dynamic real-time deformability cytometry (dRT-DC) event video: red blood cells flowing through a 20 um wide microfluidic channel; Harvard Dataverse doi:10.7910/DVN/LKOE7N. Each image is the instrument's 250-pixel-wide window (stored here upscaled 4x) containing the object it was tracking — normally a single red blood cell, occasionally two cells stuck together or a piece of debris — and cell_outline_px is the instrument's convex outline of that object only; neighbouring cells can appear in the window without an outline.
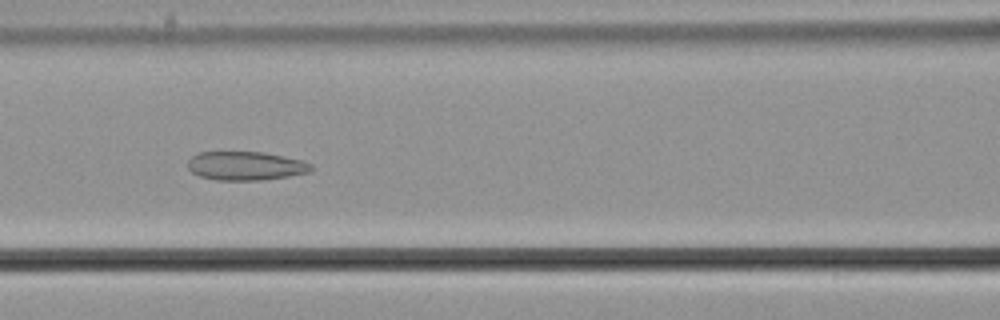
{"species": "common noctule bat (a hibernating species)", "species_latin": "Nyctalus noctula", "temperature_condition": "cold", "stored_images_in_passage": 57, "camera_frame_rate_fps": 3000, "um_per_image_px": 0.085, "animal": {"sex": "male", "body_mass_g": 21.5, "forearm_length_mm": 52.0}, "frame": {"image": 1, "passage_image": 26, "time_ms": 8.333, "image_size_px": [1000, 320], "cell_outline_px": [[312, 172], [264, 180], [216, 180], [200, 176], [192, 172], [188, 168], [188, 160], [192, 156], [200, 152], [260, 152], [284, 156], [304, 160], [312, 164]], "centroid_in_image_um": [20.91, 14.1], "position_along_channel_um": 145.7, "area_um2": 20.75}}
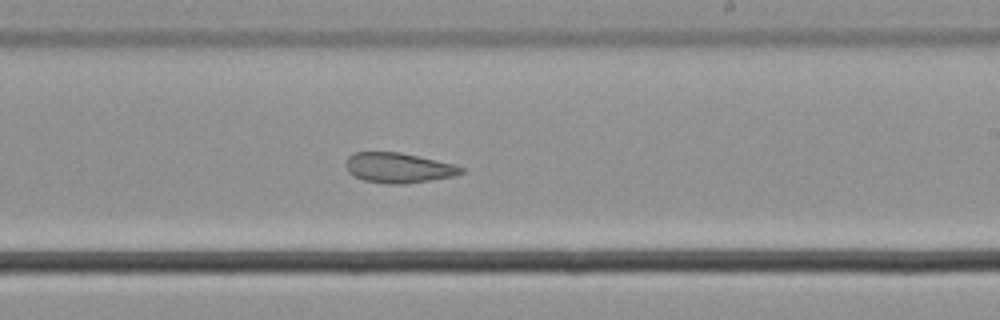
{"frame": {"image": 2, "passage_image": 35, "time_ms": 11.333, "image_size_px": [1000, 320], "cell_outline_px": [[464, 172], [452, 176], [404, 184], [384, 184], [364, 180], [352, 176], [348, 172], [344, 164], [348, 156], [352, 152], [400, 152], [456, 164], [464, 168]], "centroid_in_image_um": [33.82, 14.26], "position_along_channel_um": 255.2, "area_um2": 20.4}}
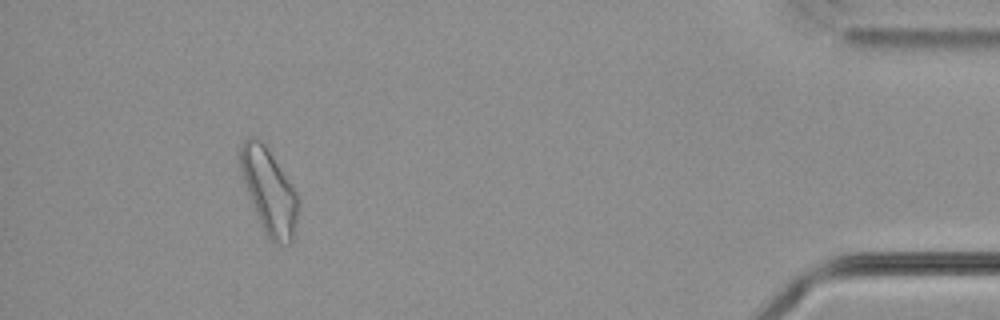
{"frame": {"image": 3, "passage_image": 53, "time_ms": 17.333, "image_size_px": [1000, 320], "cell_outline_px": [[300, 204], [296, 224], [292, 240], [288, 244], [272, 244], [264, 232], [260, 224], [240, 172], [240, 144], [248, 136], [256, 136], [264, 144], [296, 192], [300, 200]], "centroid_in_image_um": [22.87, 16.28], "position_along_channel_um": 412.3, "area_um2": 28.5}, "authors_computed_cell_mechanics": {"area_um2": 25.6054, "velocity_mm_per_s": 3.6536, "shape_relaxation_time_tau1_ms": null, "shape_relaxation_time_tau2_ms": 8.3297, "deformation_change_tau1": null, "deformation_change_tau2": 0.1268}}